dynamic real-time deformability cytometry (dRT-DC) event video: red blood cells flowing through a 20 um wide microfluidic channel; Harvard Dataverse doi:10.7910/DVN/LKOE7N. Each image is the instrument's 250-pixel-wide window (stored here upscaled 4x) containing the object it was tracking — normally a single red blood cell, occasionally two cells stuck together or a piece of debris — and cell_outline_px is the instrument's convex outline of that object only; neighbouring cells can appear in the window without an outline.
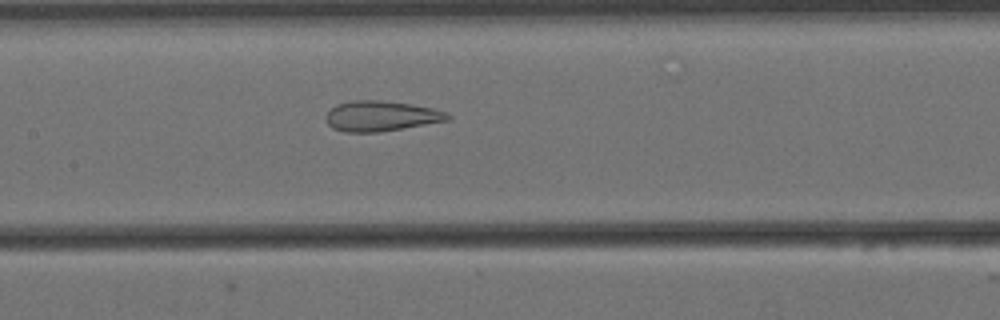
{"species": "Egyptian fruit bat (a non-hibernating species)", "species_latin": "Rousettus aegyptiacus", "temperature_condition": "cold", "stored_images_in_passage": 34, "camera_frame_rate_fps": 3000, "um_per_image_px": 0.085, "animal": {"sex": "female"}, "frame": {"image": 1, "passage_image": 17, "time_ms": 5.333, "image_size_px": [1000, 320], "cell_outline_px": [[452, 116], [448, 120], [380, 132], [344, 132], [332, 128], [324, 120], [324, 116], [336, 104], [352, 100], [380, 100], [412, 104], [432, 108], [448, 112]], "centroid_in_image_um": [32.36, 9.86], "position_along_channel_um": 175.0, "area_um2": 21.62}}
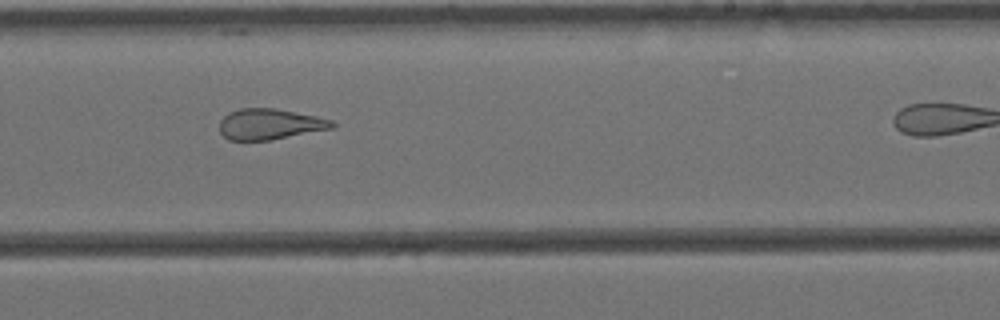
{"frame": {"image": 2, "passage_image": 25, "time_ms": 8.0, "image_size_px": [1000, 320], "cell_outline_px": [[336, 124], [332, 128], [272, 140], [228, 140], [220, 132], [220, 120], [228, 112], [240, 108], [276, 108], [316, 116], [332, 120]], "centroid_in_image_um": [22.92, 10.55], "position_along_channel_um": 266.1, "area_um2": 20.23}}
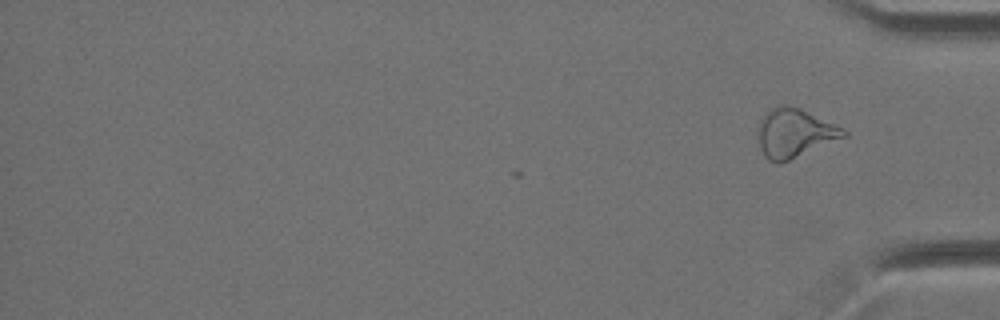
{"frame": {"image": 3, "passage_image": 34, "time_ms": 11.0, "image_size_px": [1000, 320], "cell_outline_px": [[848, 136], [780, 164], [776, 164], [768, 160], [764, 156], [760, 148], [756, 136], [756, 128], [760, 120], [772, 108], [780, 104], [784, 104], [800, 108], [844, 128], [848, 132]], "centroid_in_image_um": [67.51, 11.33], "position_along_channel_um": 367.7, "area_um2": 24.74}, "authors_computed_cell_mechanics": {"area_um2": 21.4149, "velocity_mm_per_s": 3.4518, "shape_relaxation_time_tau1_ms": null, "shape_relaxation_time_tau2_ms": 2.5794, "deformation_change_tau1": null, "deformation_change_tau2": 0.121}}